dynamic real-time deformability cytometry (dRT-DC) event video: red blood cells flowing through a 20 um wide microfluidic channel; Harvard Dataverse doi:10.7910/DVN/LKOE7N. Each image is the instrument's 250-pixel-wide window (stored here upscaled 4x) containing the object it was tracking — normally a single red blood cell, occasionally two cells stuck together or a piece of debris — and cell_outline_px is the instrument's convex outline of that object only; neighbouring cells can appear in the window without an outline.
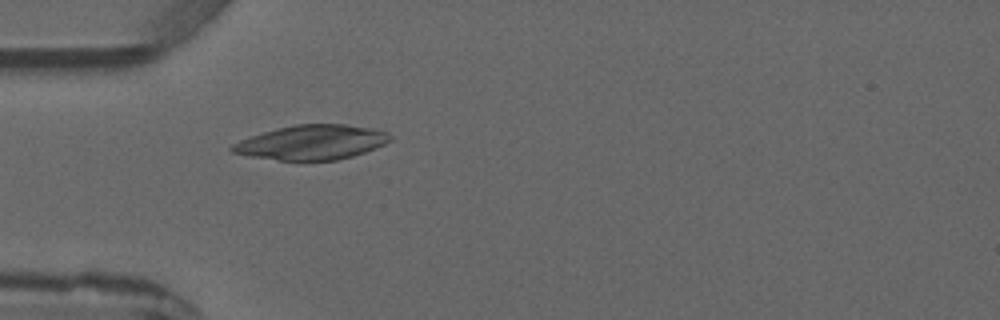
{"species": "common noctule bat (a hibernating species)", "species_latin": "Nyctalus noctula", "temperature_condition": "warm", "stored_images_in_passage": 4, "camera_frame_rate_fps": 3000, "um_per_image_px": 0.085, "animal": {"sex": "male", "forearm_length_mm": 52.5}, "frame": {"image": 1, "passage_image": 4, "time_ms": 3.667, "image_size_px": [1000, 320], "cell_outline_px": [[392, 140], [376, 148], [352, 156], [336, 160], [280, 160], [252, 156], [232, 152], [228, 148], [232, 144], [240, 140], [276, 128], [296, 124], [344, 124], [368, 128], [388, 132], [392, 136]], "centroid_in_image_um": [26.51, 12.09], "position_along_channel_um": 58.5, "area_um2": 31.56}}